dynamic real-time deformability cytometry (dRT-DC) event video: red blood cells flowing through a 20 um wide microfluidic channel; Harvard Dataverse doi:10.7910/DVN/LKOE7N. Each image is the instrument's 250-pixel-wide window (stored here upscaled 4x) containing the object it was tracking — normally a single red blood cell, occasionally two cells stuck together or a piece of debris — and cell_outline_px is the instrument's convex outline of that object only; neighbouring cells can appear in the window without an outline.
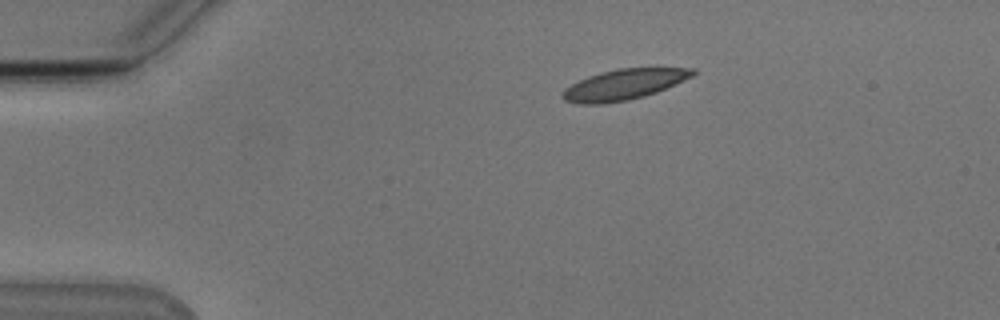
{"species": "Egyptian fruit bat (a non-hibernating species)", "species_latin": "Rousettus aegyptiacus", "temperature_condition": "cold", "stored_images_in_passage": 44, "camera_frame_rate_fps": 3000, "um_per_image_px": 0.085, "animal": {"sex": "male"}, "frame": {"image": 1, "passage_image": 1, "time_ms": 0.0, "image_size_px": [1000, 320], "cell_outline_px": [[696, 72], [692, 76], [656, 92], [644, 96], [628, 100], [604, 104], [580, 104], [564, 100], [560, 96], [560, 92], [564, 88], [588, 76], [600, 72], [616, 68], [696, 68]], "centroid_in_image_um": [52.97, 7.19], "position_along_channel_um": 32.0, "area_um2": 23.18}}
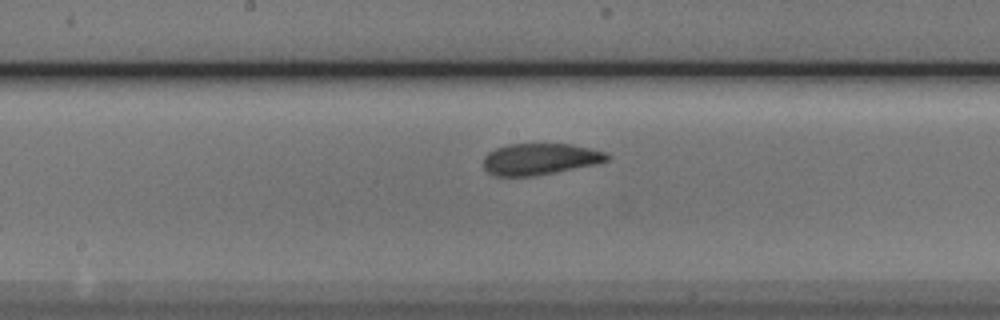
{"frame": {"image": 2, "passage_image": 19, "time_ms": 6.0, "image_size_px": [1000, 320], "cell_outline_px": [[612, 156], [608, 160], [596, 164], [556, 172], [532, 176], [496, 176], [488, 172], [484, 168], [484, 156], [488, 152], [496, 148], [508, 144], [572, 144], [608, 152]], "centroid_in_image_um": [45.93, 13.51], "position_along_channel_um": 202.3, "area_um2": 22.77}}
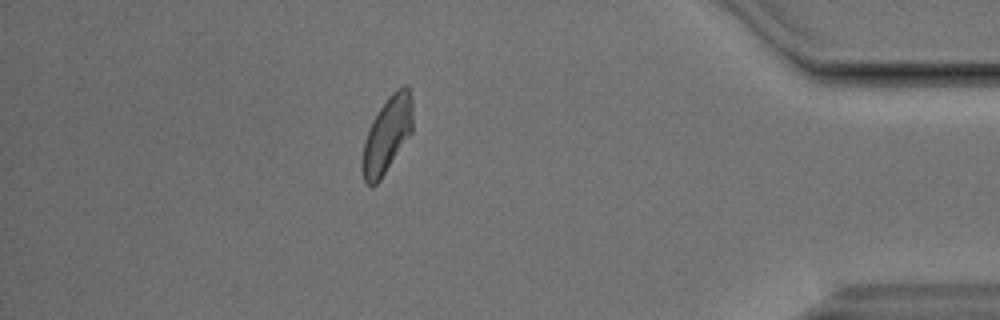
{"frame": {"image": 3, "passage_image": 38, "time_ms": 12.333, "image_size_px": [1000, 320], "cell_outline_px": [[412, 132], [380, 180], [372, 188], [364, 184], [360, 168], [360, 164], [364, 140], [372, 120], [388, 96], [396, 88], [404, 84], [408, 84], [412, 96]], "centroid_in_image_um": [32.87, 11.48], "position_along_channel_um": 402.3, "area_um2": 22.83}, "authors_computed_cell_mechanics": {"area_um2": 22.8888, "velocity_mm_per_s": 3.7908, "shape_relaxation_time_tau1_ms": 5.3984, "shape_relaxation_time_tau2_ms": 2.9387, "deformation_change_tau1": 0.1535, "deformation_change_tau2": 0.0594}}